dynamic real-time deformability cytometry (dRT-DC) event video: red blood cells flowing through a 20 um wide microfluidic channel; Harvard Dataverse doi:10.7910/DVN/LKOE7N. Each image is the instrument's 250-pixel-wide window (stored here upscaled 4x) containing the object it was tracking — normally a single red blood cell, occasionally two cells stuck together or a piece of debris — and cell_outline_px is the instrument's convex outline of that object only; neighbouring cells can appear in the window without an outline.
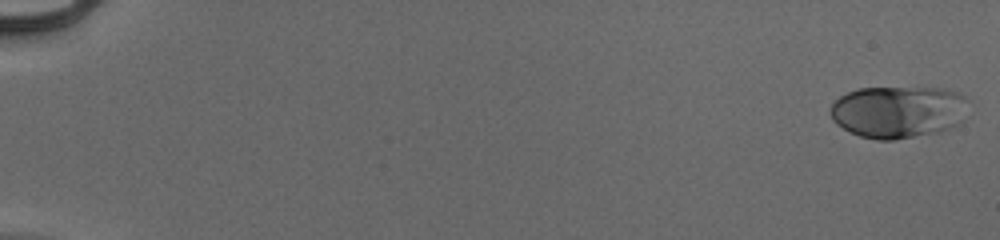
{"species": "human", "species_latin": "Homo sapiens", "temperature_condition": "cold", "stored_images_in_passage": 54, "camera_frame_rate_fps": 3000, "um_per_image_px": 0.085, "donor": {"sex": "male"}, "frame": {"image": 1, "passage_image": 1, "time_ms": 0.0, "image_size_px": [1000, 240], "cell_outline_px": [[964, 120], [940, 132], [892, 140], [876, 140], [860, 136], [836, 124], [832, 120], [832, 104], [840, 96], [848, 92], [860, 88], [940, 88], [960, 92], [964, 96]], "centroid_in_image_um": [76.34, 9.51], "position_along_channel_um": 8.7, "area_um2": 41.62}}
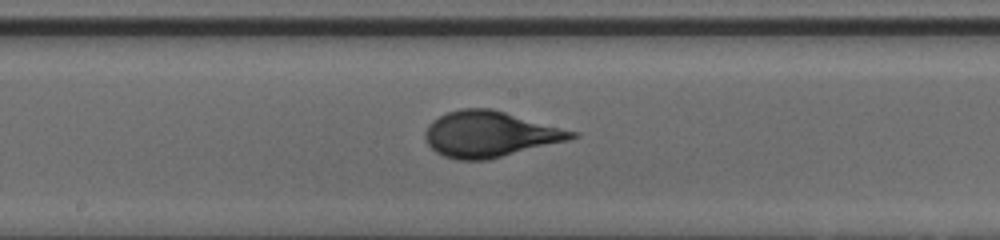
{"frame": {"image": 2, "passage_image": 31, "time_ms": 10.0, "image_size_px": [1000, 240], "cell_outline_px": [[580, 136], [568, 140], [488, 160], [456, 160], [444, 156], [436, 152], [428, 144], [424, 136], [424, 132], [428, 124], [432, 120], [448, 112], [460, 108], [492, 108], [580, 132]], "centroid_in_image_um": [41.65, 11.4], "position_along_channel_um": 206.5, "area_um2": 39.42}}
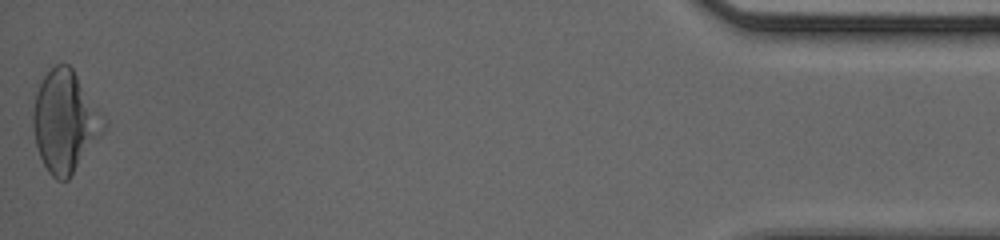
{"frame": {"image": 3, "passage_image": 54, "time_ms": 17.667, "image_size_px": [1000, 240], "cell_outline_px": [[108, 120], [100, 136], [68, 180], [56, 180], [48, 172], [40, 156], [36, 144], [32, 124], [32, 112], [36, 80], [56, 64], [68, 64], [72, 68]], "centroid_in_image_um": [5.49, 10.27], "position_along_channel_um": 429.7, "area_um2": 42.31}, "authors_computed_cell_mechanics": {"area_um2": 38.4948, "velocity_mm_per_s": 3.9536, "shape_relaxation_time_tau1_ms": 4.5774, "shape_relaxation_time_tau2_ms": null, "deformation_change_tau1": 0.198, "deformation_change_tau2": null}}